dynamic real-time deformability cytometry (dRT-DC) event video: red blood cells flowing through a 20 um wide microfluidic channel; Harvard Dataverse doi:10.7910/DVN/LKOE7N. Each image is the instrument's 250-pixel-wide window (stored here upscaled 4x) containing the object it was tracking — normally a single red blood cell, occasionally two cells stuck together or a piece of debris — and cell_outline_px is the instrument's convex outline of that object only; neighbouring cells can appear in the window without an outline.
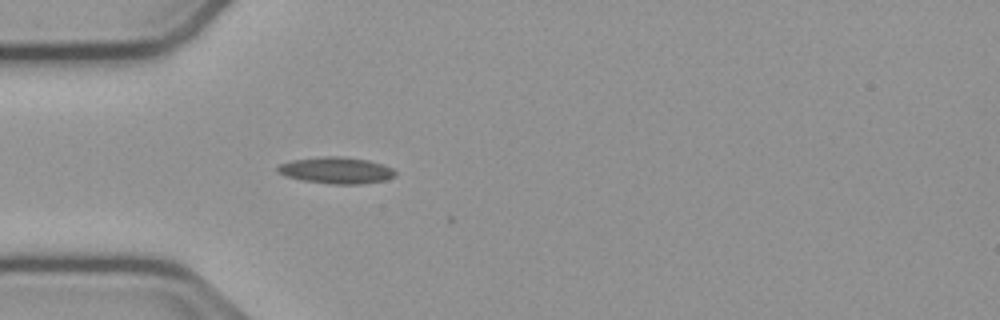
{"species": "common noctule bat (a hibernating species)", "species_latin": "Nyctalus noctula", "temperature_condition": "cold", "stored_images_in_passage": 2, "camera_frame_rate_fps": 3000, "um_per_image_px": 0.085, "animal": {"sex": "male", "body_mass_g": 23.1, "forearm_length_mm": 52.7}, "frame": {"image": 1, "passage_image": 1, "time_ms": 0.0, "image_size_px": [1000, 320], "cell_outline_px": [[396, 176], [384, 180], [360, 184], [328, 184], [300, 180], [276, 172], [276, 168], [280, 164], [292, 160], [324, 156], [340, 156], [368, 160], [384, 164], [392, 168], [396, 172]], "centroid_in_image_um": [28.58, 14.48], "position_along_channel_um": 56.4, "area_um2": 18.26}}